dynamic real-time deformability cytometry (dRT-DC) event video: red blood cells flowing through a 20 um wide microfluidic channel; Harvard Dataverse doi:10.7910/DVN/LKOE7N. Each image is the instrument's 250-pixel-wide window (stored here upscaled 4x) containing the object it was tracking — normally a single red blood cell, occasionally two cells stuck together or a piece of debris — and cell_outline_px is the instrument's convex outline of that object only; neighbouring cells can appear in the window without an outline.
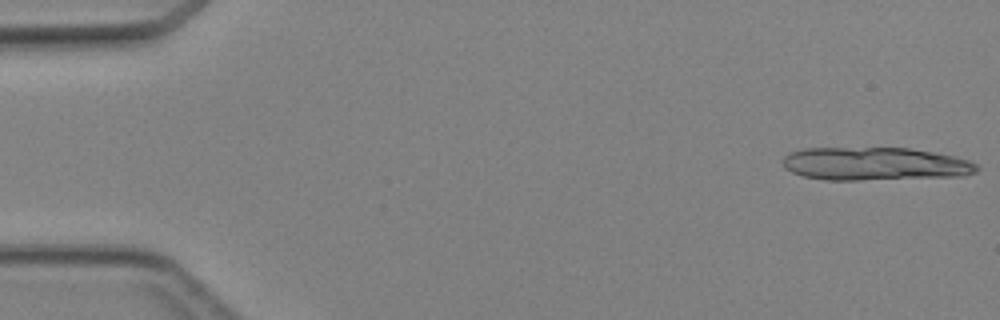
{"species": "Egyptian fruit bat (a non-hibernating species)", "species_latin": "Rousettus aegyptiacus", "temperature_condition": "cold", "stored_images_in_passage": 12, "camera_frame_rate_fps": 3000, "um_per_image_px": 0.085, "animal": {"sex": "female"}, "frame": {"image": 1, "passage_image": 1, "time_ms": 0.0, "image_size_px": [1000, 320], "cell_outline_px": [[980, 168], [976, 172], [964, 176], [860, 180], [824, 180], [804, 176], [792, 172], [784, 168], [784, 156], [788, 152], [804, 148], [908, 148], [956, 156], [972, 160]], "centroid_in_image_um": [74.4, 13.93], "position_along_channel_um": 10.6, "area_um2": 37.74}}